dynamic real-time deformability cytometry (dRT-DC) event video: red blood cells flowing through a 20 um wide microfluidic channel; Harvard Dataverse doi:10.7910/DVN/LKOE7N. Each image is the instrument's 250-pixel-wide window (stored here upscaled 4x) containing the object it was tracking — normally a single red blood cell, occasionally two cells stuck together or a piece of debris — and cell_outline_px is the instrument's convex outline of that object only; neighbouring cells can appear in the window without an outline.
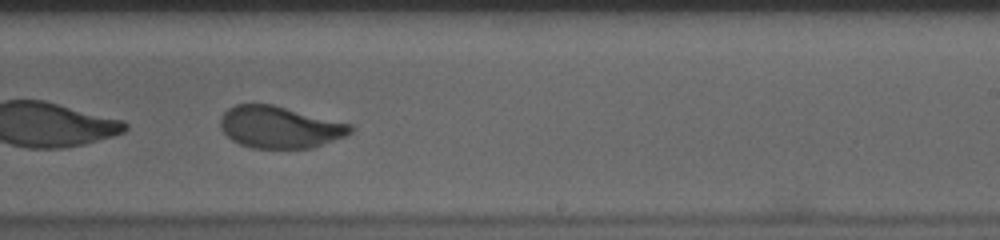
{"species": "human", "species_latin": "Homo sapiens", "temperature_condition": "cold", "stored_images_in_passage": 53, "segment_of_instrument_passage": [2, 2], "camera_frame_rate_fps": 3000, "um_per_image_px": 0.085, "donor": {"sex": "male"}, "frame": {"image": 1, "passage_image": 32, "time_ms": 10.333, "image_size_px": [1000, 240], "cell_outline_px": [[356, 128], [348, 136], [312, 148], [252, 148], [240, 144], [232, 140], [220, 128], [220, 116], [228, 108], [236, 104], [272, 104], [352, 124]], "centroid_in_image_um": [23.81, 10.81], "position_along_channel_um": 265.2, "area_um2": 32.02}}
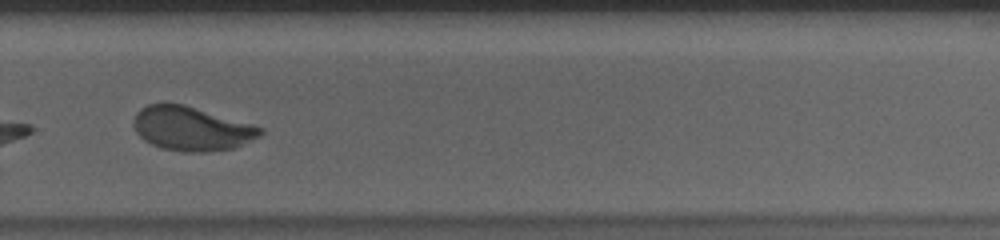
{"frame": {"image": 2, "passage_image": 36, "time_ms": 11.667, "image_size_px": [1000, 240], "cell_outline_px": [[264, 132], [260, 136], [232, 148], [204, 152], [184, 152], [160, 148], [144, 140], [136, 132], [132, 124], [132, 120], [136, 112], [140, 108], [148, 104], [184, 104], [252, 124], [264, 128]], "centroid_in_image_um": [16.25, 10.93], "position_along_channel_um": 313.6, "area_um2": 32.48}}